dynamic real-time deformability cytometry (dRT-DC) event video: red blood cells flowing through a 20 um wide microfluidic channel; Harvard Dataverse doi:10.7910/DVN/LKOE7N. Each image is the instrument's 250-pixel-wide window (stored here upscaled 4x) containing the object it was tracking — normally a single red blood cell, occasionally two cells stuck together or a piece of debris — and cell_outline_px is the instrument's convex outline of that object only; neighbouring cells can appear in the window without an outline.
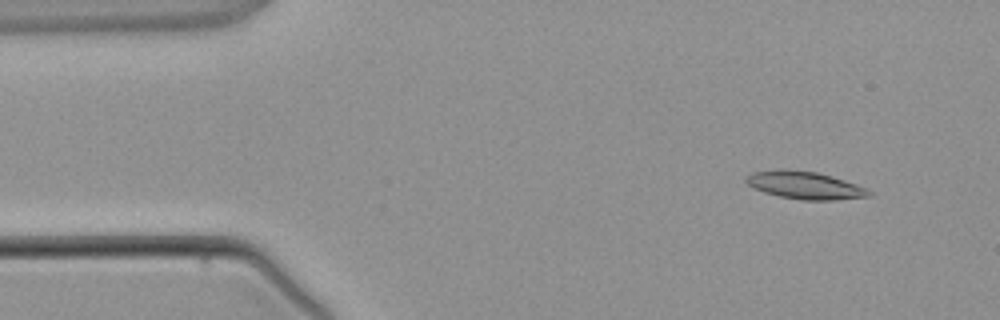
{"species": "common noctule bat (a hibernating species)", "species_latin": "Nyctalus noctula", "temperature_condition": "warm", "stored_images_in_passage": 3, "camera_frame_rate_fps": 3000, "um_per_image_px": 0.085, "animal": {"sex": "male", "body_mass_g": 21.5, "forearm_length_mm": 52.0}, "frame": {"image": 1, "passage_image": 1, "time_ms": 0.0, "image_size_px": [1000, 320], "cell_outline_px": [[872, 196], [836, 200], [800, 200], [780, 196], [764, 192], [748, 184], [744, 180], [752, 172], [816, 172], [832, 176], [868, 188], [872, 192]], "centroid_in_image_um": [68.54, 15.8], "position_along_channel_um": 16.5, "area_um2": 18.9}}
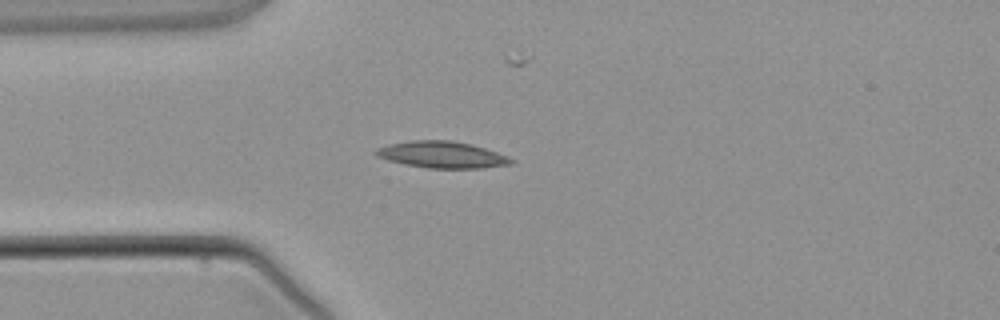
{"frame": {"image": 2, "passage_image": 3, "time_ms": 2.333, "image_size_px": [1000, 320], "cell_outline_px": [[516, 160], [512, 164], [480, 168], [428, 168], [404, 164], [388, 160], [376, 156], [372, 152], [376, 148], [392, 144], [412, 140], [452, 140], [472, 144], [496, 152]], "centroid_in_image_um": [37.56, 13.15], "position_along_channel_um": 47.4, "area_um2": 20.92}}